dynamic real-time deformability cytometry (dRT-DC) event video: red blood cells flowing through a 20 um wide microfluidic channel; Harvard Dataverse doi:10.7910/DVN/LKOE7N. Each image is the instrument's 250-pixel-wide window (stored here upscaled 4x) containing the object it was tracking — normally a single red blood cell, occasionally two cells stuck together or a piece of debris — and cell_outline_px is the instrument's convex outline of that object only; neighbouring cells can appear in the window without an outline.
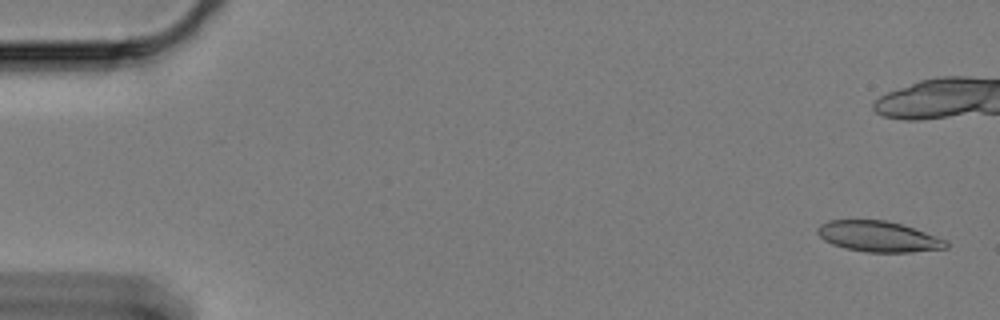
{"species": "Egyptian fruit bat (a non-hibernating species)", "species_latin": "Rousettus aegyptiacus", "temperature_condition": "cold", "stored_images_in_passage": 56, "camera_frame_rate_fps": 3000, "um_per_image_px": 0.085, "animal": {"sex": "female"}, "frame": {"image": 1, "passage_image": 2, "time_ms": 0.333, "image_size_px": [1000, 320], "cell_outline_px": [[948, 248], [912, 252], [868, 252], [844, 248], [832, 244], [824, 240], [816, 232], [816, 228], [820, 224], [828, 220], [884, 220], [900, 224], [948, 240]], "centroid_in_image_um": [74.65, 20.11], "position_along_channel_um": 10.4, "area_um2": 22.95}}
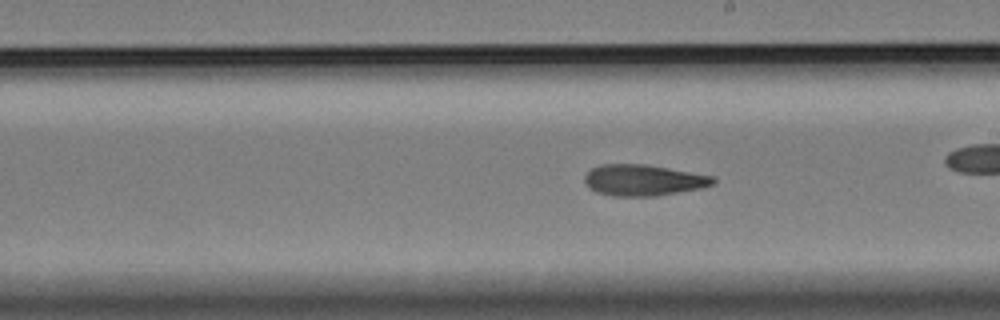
{"frame": {"image": 2, "passage_image": 34, "time_ms": 11.0, "image_size_px": [1000, 320], "cell_outline_px": [[716, 184], [704, 188], [656, 196], [612, 196], [596, 192], [588, 188], [584, 180], [584, 176], [592, 168], [600, 164], [648, 164], [716, 176]], "centroid_in_image_um": [54.74, 15.31], "position_along_channel_um": 234.3, "area_um2": 23.81}}
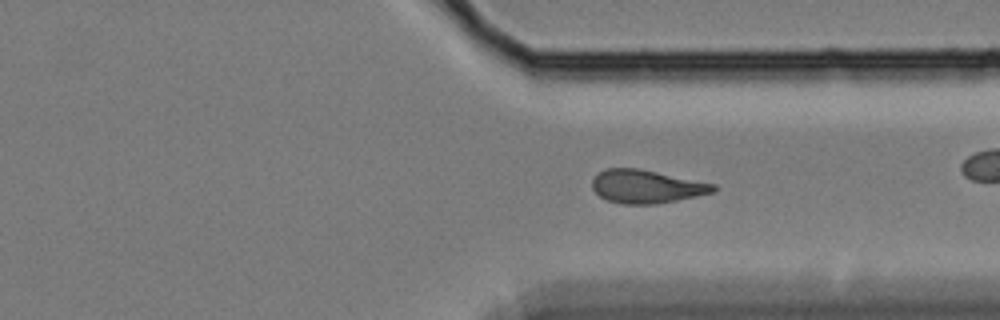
{"frame": {"image": 3, "passage_image": 45, "time_ms": 14.667, "image_size_px": [1000, 320], "cell_outline_px": [[716, 192], [656, 204], [620, 204], [608, 200], [600, 196], [592, 188], [592, 180], [604, 168], [640, 168], [716, 184]], "centroid_in_image_um": [54.96, 15.85], "position_along_channel_um": 356.4, "area_um2": 23.52}}